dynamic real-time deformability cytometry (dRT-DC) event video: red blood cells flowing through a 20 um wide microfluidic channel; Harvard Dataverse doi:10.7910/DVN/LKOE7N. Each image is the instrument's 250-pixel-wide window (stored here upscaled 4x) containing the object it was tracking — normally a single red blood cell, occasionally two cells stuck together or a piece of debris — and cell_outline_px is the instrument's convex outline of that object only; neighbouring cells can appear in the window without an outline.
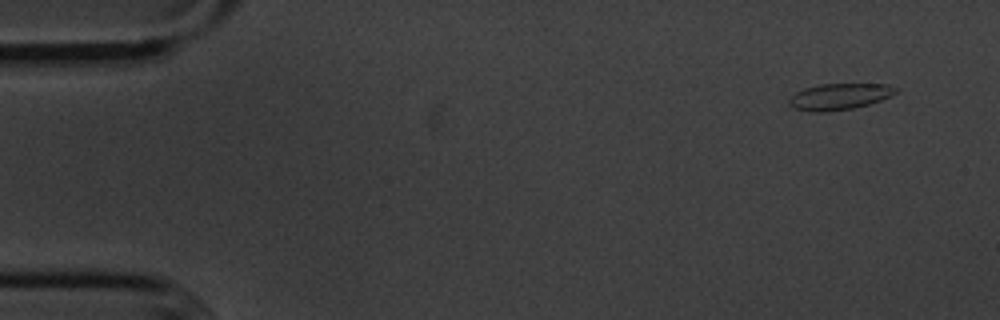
{"species": "common noctule bat (a hibernating species)", "species_latin": "Nyctalus noctula", "temperature_condition": "cold", "stored_images_in_passage": 4, "camera_frame_rate_fps": 3000, "um_per_image_px": 0.085, "animal": {"sex": "male", "body_mass_g": 20.1, "forearm_length_mm": 53.5}, "frame": {"image": 1, "passage_image": 1, "time_ms": 0.0, "image_size_px": [1000, 320], "cell_outline_px": [[900, 88], [896, 92], [880, 100], [868, 104], [852, 108], [824, 112], [808, 112], [792, 108], [788, 104], [788, 100], [796, 92], [804, 88], [820, 84], [888, 84]], "centroid_in_image_um": [71.31, 8.21], "position_along_channel_um": 13.7, "area_um2": 16.36}}